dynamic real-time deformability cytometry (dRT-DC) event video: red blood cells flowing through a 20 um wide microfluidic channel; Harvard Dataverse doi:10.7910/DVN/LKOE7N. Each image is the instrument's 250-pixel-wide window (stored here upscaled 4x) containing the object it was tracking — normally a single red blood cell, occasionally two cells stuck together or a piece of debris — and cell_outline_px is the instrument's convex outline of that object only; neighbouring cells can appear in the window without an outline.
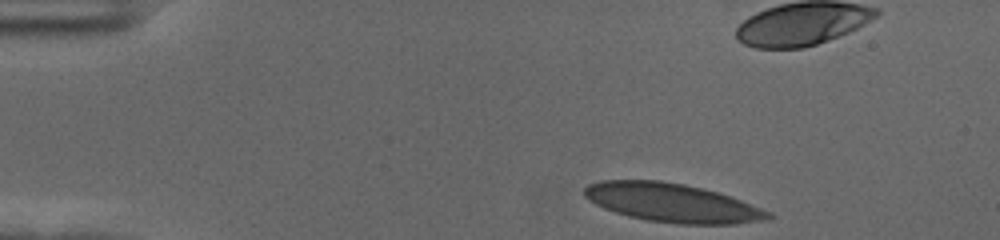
{"species": "human", "species_latin": "Homo sapiens", "temperature_condition": "cold", "stored_images_in_passage": 41, "camera_frame_rate_fps": 3000, "um_per_image_px": 0.085, "donor": {"sex": "female"}, "frame": {"image": 1, "passage_image": 1, "time_ms": 0.0, "image_size_px": [1000, 240], "cell_outline_px": [[772, 216], [768, 220], [736, 224], [680, 224], [648, 220], [628, 216], [604, 208], [588, 200], [584, 196], [584, 188], [588, 184], [600, 180], [660, 180], [684, 184], [716, 192], [740, 200], [772, 212]], "centroid_in_image_um": [57.12, 17.24], "position_along_channel_um": 27.9, "area_um2": 41.33}}
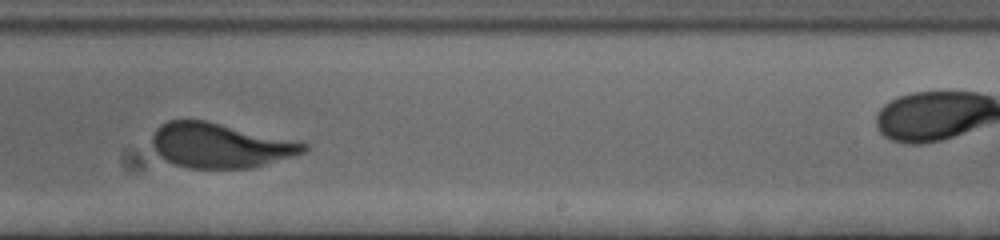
{"frame": {"image": 2, "passage_image": 28, "time_ms": 9.0, "image_size_px": [1000, 240], "cell_outline_px": [[308, 152], [252, 168], [188, 168], [164, 160], [156, 152], [152, 144], [152, 136], [156, 128], [160, 124], [168, 120], [204, 120], [300, 140], [308, 144]], "centroid_in_image_um": [18.76, 12.35], "position_along_channel_um": 270.2, "area_um2": 40.06}}
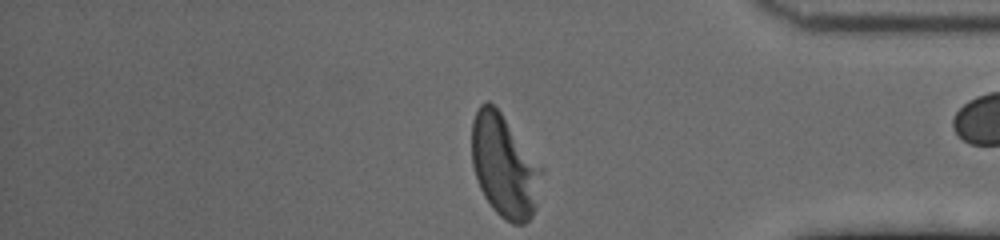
{"frame": {"image": 3, "passage_image": 40, "time_ms": 13.0, "image_size_px": [1000, 240], "cell_outline_px": [[544, 172], [536, 208], [532, 216], [524, 224], [512, 224], [504, 220], [492, 208], [484, 196], [480, 188], [472, 164], [472, 120], [480, 104], [488, 100], [500, 112], [544, 168]], "centroid_in_image_um": [42.9, 14.14], "position_along_channel_um": 392.3, "area_um2": 41.96}}